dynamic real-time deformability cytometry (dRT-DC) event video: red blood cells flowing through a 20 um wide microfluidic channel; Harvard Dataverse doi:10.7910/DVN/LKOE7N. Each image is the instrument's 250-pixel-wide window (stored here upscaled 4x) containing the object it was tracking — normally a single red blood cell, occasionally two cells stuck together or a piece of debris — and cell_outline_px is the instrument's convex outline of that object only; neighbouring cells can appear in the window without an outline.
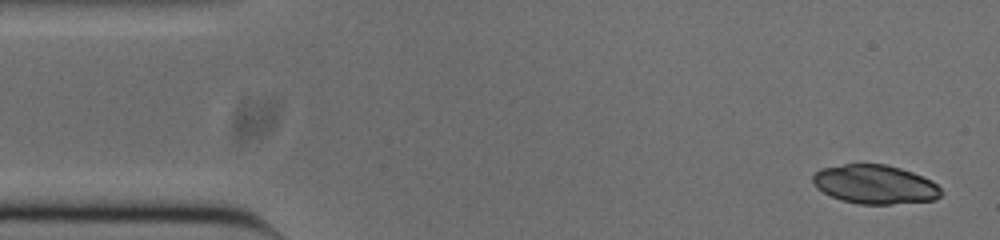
{"species": "common noctule bat (a hibernating species)", "species_latin": "Nyctalus noctula", "temperature_condition": "cold", "stored_images_in_passage": 51, "camera_frame_rate_fps": 3000, "um_per_image_px": 0.085, "animal": {"sex": "male", "body_mass_g": 20.0, "forearm_length_mm": 53.3}, "frame": {"image": 1, "passage_image": 1, "time_ms": 0.0, "image_size_px": [1000, 240], "cell_outline_px": [[940, 196], [936, 200], [892, 204], [860, 204], [840, 200], [816, 188], [812, 180], [812, 176], [820, 168], [844, 164], [884, 164], [900, 168], [912, 172], [932, 180], [940, 188]], "centroid_in_image_um": [74.36, 15.67], "position_along_channel_um": 10.6, "area_um2": 29.13}}